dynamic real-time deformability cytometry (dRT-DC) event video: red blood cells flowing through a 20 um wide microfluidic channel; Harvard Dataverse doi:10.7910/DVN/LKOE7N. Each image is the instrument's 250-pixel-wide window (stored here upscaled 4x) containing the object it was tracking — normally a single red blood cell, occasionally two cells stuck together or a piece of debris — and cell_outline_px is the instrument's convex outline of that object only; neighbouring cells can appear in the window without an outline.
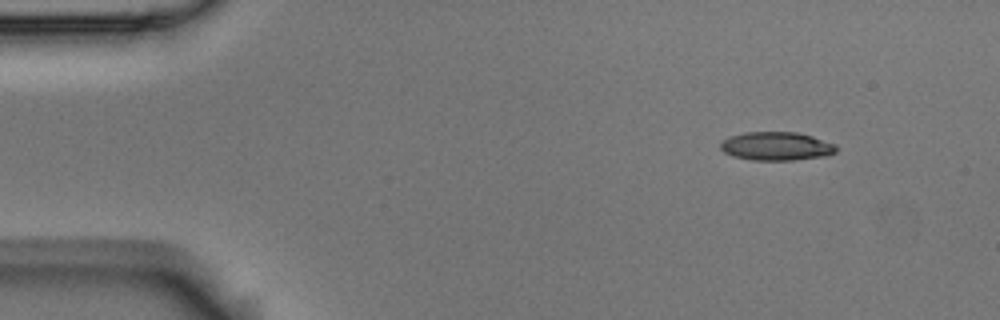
{"species": "Egyptian fruit bat (a non-hibernating species)", "species_latin": "Rousettus aegyptiacus", "temperature_condition": "room temperature", "stored_images_in_passage": 3, "camera_frame_rate_fps": 3000, "um_per_image_px": 0.085, "animal": {"sex": "male"}, "frame": {"image": 1, "passage_image": 1, "time_ms": 0.0, "image_size_px": [1000, 320], "cell_outline_px": [[840, 148], [836, 152], [828, 156], [792, 160], [752, 160], [732, 156], [724, 152], [720, 148], [720, 140], [728, 136], [744, 132], [796, 132], [812, 136], [836, 144]], "centroid_in_image_um": [66.0, 12.42], "position_along_channel_um": 19.0, "area_um2": 19.59}}